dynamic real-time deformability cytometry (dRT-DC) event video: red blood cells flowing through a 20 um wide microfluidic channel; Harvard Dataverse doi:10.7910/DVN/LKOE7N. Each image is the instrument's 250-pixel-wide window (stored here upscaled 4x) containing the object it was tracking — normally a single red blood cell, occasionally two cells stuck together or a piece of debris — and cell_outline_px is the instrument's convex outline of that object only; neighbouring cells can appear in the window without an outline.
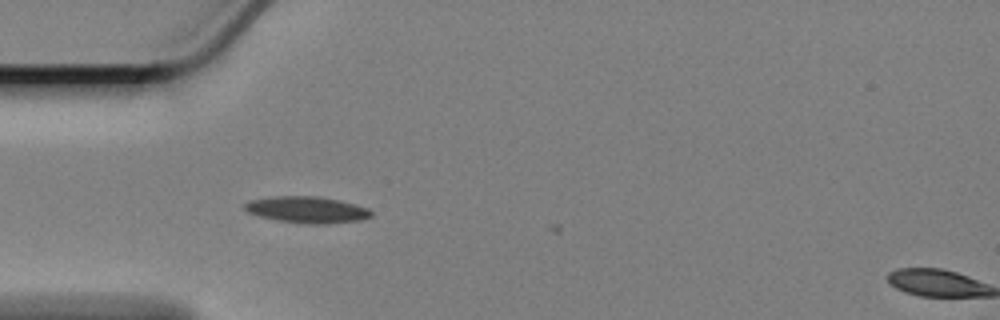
{"species": "Egyptian fruit bat (a non-hibernating species)", "species_latin": "Rousettus aegyptiacus", "temperature_condition": "cold", "stored_images_in_passage": 4, "camera_frame_rate_fps": 3000, "um_per_image_px": 0.085, "animal": {"sex": "female"}, "frame": {"image": 1, "passage_image": 3, "time_ms": 0.667, "image_size_px": [1000, 320], "cell_outline_px": [[372, 216], [360, 220], [324, 224], [308, 224], [280, 220], [260, 216], [248, 212], [244, 208], [244, 204], [252, 200], [276, 196], [320, 196], [368, 208], [372, 212]], "centroid_in_image_um": [26.11, 17.83], "position_along_channel_um": 58.9, "area_um2": 19.13}}